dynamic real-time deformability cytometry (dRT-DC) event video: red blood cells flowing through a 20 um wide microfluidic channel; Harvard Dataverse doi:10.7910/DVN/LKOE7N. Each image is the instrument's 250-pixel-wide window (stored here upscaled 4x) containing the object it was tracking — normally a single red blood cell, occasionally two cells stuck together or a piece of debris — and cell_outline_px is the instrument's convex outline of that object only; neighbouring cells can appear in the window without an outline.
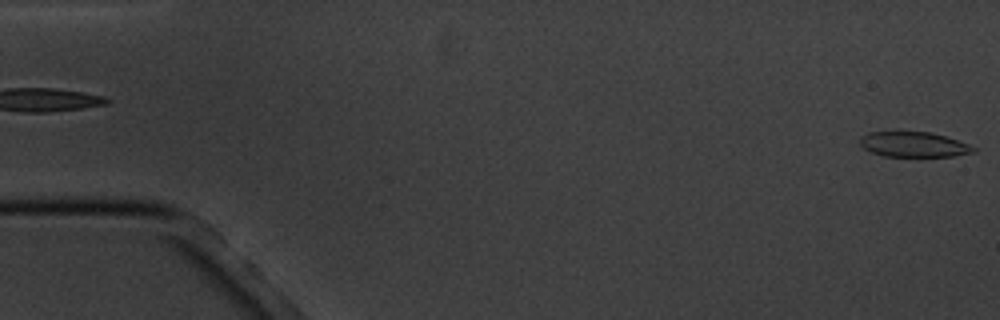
{"species": "common noctule bat (a hibernating species)", "species_latin": "Nyctalus noctula", "temperature_condition": "cold", "stored_images_in_passage": 2, "camera_frame_rate_fps": 3000, "um_per_image_px": 0.085, "animal": {"sex": "male", "body_mass_g": 20.1, "forearm_length_mm": 53.5}, "frame": {"image": 1, "passage_image": 2, "time_ms": 2.0, "image_size_px": [1000, 320], "cell_outline_px": [[976, 152], [952, 156], [884, 156], [872, 152], [864, 148], [860, 144], [860, 136], [868, 132], [928, 132], [944, 136], [968, 144], [976, 148]], "centroid_in_image_um": [77.65, 12.28], "position_along_channel_um": 7.4, "area_um2": 16.42}}